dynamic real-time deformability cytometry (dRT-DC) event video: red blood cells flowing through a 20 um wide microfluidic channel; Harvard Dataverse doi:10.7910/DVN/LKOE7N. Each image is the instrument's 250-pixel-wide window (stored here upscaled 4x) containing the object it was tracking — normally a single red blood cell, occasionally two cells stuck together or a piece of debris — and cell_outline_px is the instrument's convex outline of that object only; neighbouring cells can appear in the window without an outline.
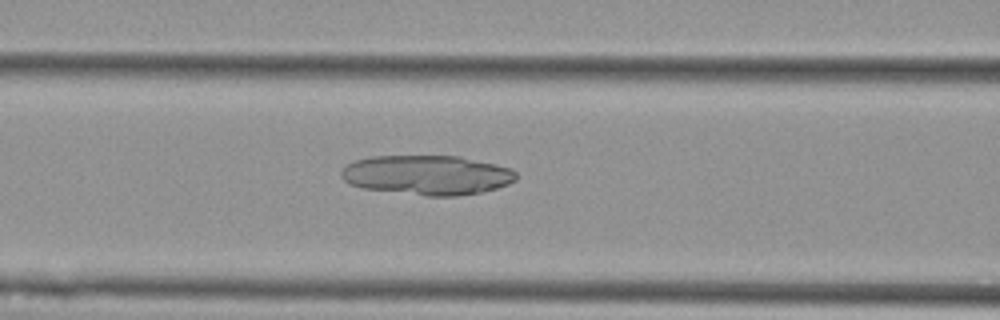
{"species": "Egyptian fruit bat (a non-hibernating species)", "species_latin": "Rousettus aegyptiacus", "temperature_condition": "cold", "stored_images_in_passage": 40, "camera_frame_rate_fps": 3000, "um_per_image_px": 0.085, "animal": {"sex": "female"}, "frame": {"image": 1, "passage_image": 15, "time_ms": 4.667, "image_size_px": [1000, 320], "cell_outline_px": [[516, 180], [508, 184], [496, 188], [480, 192], [456, 196], [424, 196], [360, 188], [348, 184], [340, 176], [340, 172], [348, 164], [356, 160], [372, 156], [460, 156], [496, 164], [512, 168], [516, 172]], "centroid_in_image_um": [36.29, 14.88], "position_along_channel_um": 130.3, "area_um2": 40.63}}
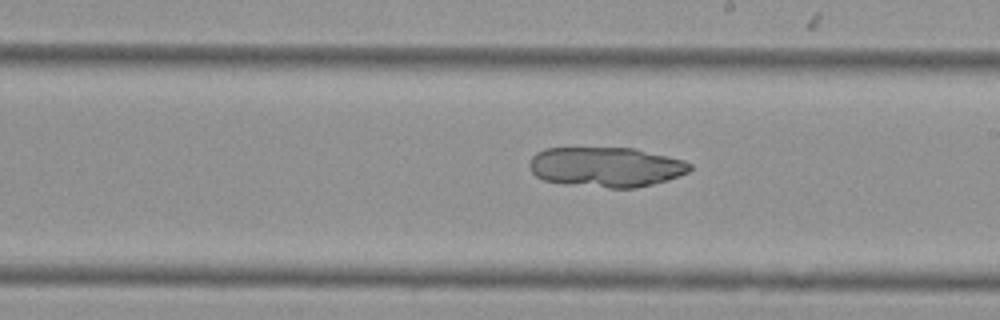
{"frame": {"image": 2, "passage_image": 24, "time_ms": 7.667, "image_size_px": [1000, 320], "cell_outline_px": [[692, 168], [688, 172], [668, 180], [636, 188], [608, 188], [564, 184], [544, 180], [536, 176], [532, 172], [528, 164], [532, 156], [536, 152], [544, 148], [636, 148], [684, 160], [692, 164]], "centroid_in_image_um": [51.5, 14.19], "position_along_channel_um": 237.5, "area_um2": 37.63}}
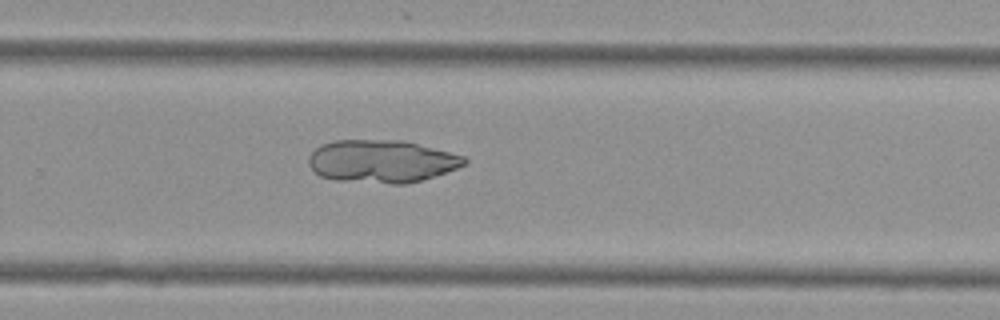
{"frame": {"image": 3, "passage_image": 29, "time_ms": 9.333, "image_size_px": [1000, 320], "cell_outline_px": [[468, 164], [420, 180], [404, 184], [392, 184], [336, 180], [320, 176], [308, 164], [308, 156], [320, 144], [336, 140], [400, 140], [464, 156], [468, 160]], "centroid_in_image_um": [32.4, 13.71], "position_along_channel_um": 297.4, "area_um2": 38.44}}